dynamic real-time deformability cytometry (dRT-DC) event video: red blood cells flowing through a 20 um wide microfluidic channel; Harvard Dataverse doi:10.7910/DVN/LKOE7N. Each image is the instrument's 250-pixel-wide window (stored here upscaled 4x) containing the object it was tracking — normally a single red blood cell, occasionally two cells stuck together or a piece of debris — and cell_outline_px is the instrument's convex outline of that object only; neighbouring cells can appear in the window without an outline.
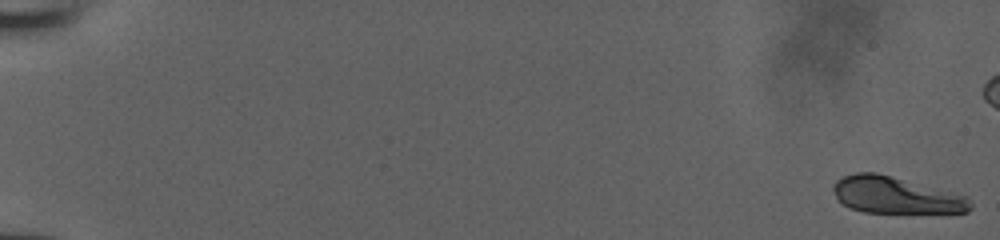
{"species": "human", "species_latin": "Homo sapiens", "temperature_condition": "room temperature", "stored_images_in_passage": 53, "camera_frame_rate_fps": 3000, "um_per_image_px": 0.085, "donor": {"sex": "male"}, "frame": {"image": 1, "passage_image": 1, "time_ms": 0.0, "image_size_px": [1000, 240], "cell_outline_px": [[972, 208], [968, 212], [864, 212], [840, 204], [836, 200], [832, 188], [832, 184], [836, 180], [844, 176], [856, 172], [876, 172], [968, 196], [972, 204]], "centroid_in_image_um": [76.09, 16.58], "position_along_channel_um": 8.9, "area_um2": 29.3}}
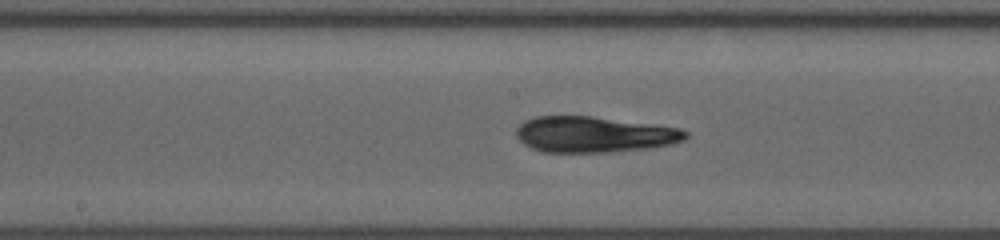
{"frame": {"image": 2, "passage_image": 30, "time_ms": 9.667, "image_size_px": [1000, 240], "cell_outline_px": [[688, 136], [684, 140], [672, 144], [648, 148], [608, 152], [544, 152], [532, 148], [524, 144], [516, 136], [516, 128], [524, 120], [536, 116], [592, 116], [652, 124], [680, 128], [688, 132]], "centroid_in_image_um": [50.49, 11.42], "position_along_channel_um": 197.7, "area_um2": 35.43}}
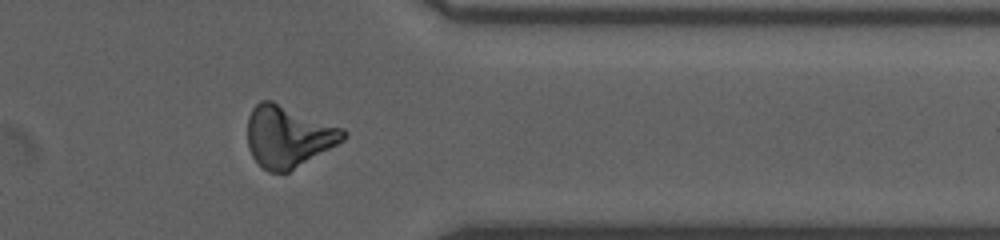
{"frame": {"image": 3, "passage_image": 44, "time_ms": 14.333, "image_size_px": [1000, 240], "cell_outline_px": [[348, 132], [344, 140], [288, 172], [268, 172], [252, 156], [248, 148], [248, 116], [252, 108], [260, 100], [272, 100], [344, 128]], "centroid_in_image_um": [24.5, 11.57], "position_along_channel_um": 386.9, "area_um2": 34.28}}